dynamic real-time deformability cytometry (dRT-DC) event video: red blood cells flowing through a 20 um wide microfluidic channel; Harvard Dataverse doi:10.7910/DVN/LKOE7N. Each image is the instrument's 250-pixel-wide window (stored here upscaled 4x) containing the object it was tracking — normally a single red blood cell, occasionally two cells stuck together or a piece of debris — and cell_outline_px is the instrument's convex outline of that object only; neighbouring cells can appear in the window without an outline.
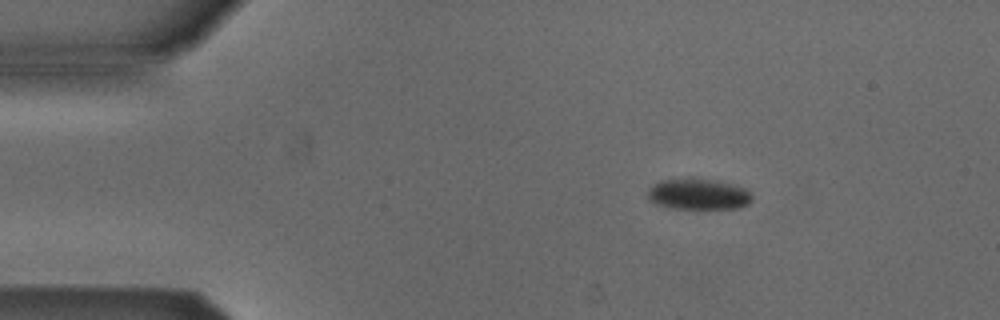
{"species": "Egyptian fruit bat (a non-hibernating species)", "species_latin": "Rousettus aegyptiacus", "temperature_condition": "cold", "stored_images_in_passage": 2, "camera_frame_rate_fps": 3000, "um_per_image_px": 0.085, "animal": {"sex": "male"}, "frame": {"image": 1, "passage_image": 1, "time_ms": 0.0, "image_size_px": [1000, 320], "cell_outline_px": [[752, 200], [748, 204], [740, 208], [672, 208], [656, 204], [648, 200], [648, 188], [652, 184], [660, 180], [688, 176], [692, 176], [732, 184], [748, 188], [752, 192]], "centroid_in_image_um": [59.35, 16.47], "position_along_channel_um": 25.7, "area_um2": 19.42}}